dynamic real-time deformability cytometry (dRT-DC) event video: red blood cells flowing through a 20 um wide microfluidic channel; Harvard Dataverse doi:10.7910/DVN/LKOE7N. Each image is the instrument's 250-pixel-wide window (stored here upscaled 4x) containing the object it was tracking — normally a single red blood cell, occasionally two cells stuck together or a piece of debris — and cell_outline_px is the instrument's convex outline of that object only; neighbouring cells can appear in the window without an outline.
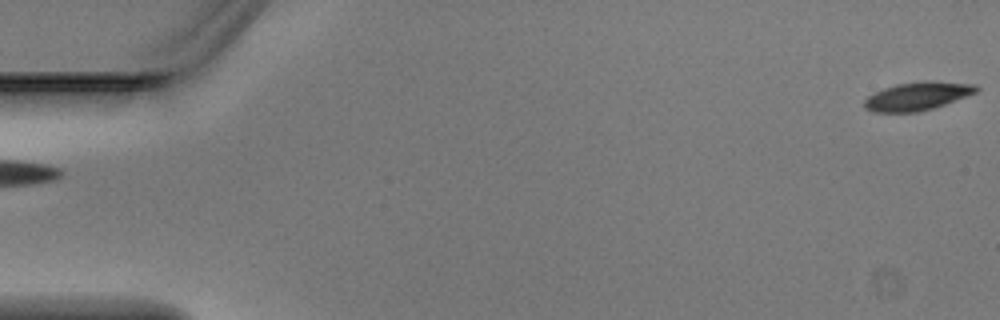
{"species": "Egyptian fruit bat (a non-hibernating species)", "species_latin": "Rousettus aegyptiacus", "temperature_condition": "warm", "stored_images_in_passage": 4, "segment_of_instrument_passage": [2, 2], "camera_frame_rate_fps": 3000, "um_per_image_px": 0.085, "animal": {"sex": "male"}, "frame": {"image": 1, "passage_image": 4, "time_ms": 1.0, "image_size_px": [1000, 320], "cell_outline_px": [[980, 88], [976, 92], [944, 104], [932, 108], [916, 112], [872, 112], [864, 108], [864, 100], [868, 96], [884, 88], [896, 84], [924, 80], [932, 80], [976, 84]], "centroid_in_image_um": [77.97, 8.15], "position_along_channel_um": 7.0, "area_um2": 18.44}}